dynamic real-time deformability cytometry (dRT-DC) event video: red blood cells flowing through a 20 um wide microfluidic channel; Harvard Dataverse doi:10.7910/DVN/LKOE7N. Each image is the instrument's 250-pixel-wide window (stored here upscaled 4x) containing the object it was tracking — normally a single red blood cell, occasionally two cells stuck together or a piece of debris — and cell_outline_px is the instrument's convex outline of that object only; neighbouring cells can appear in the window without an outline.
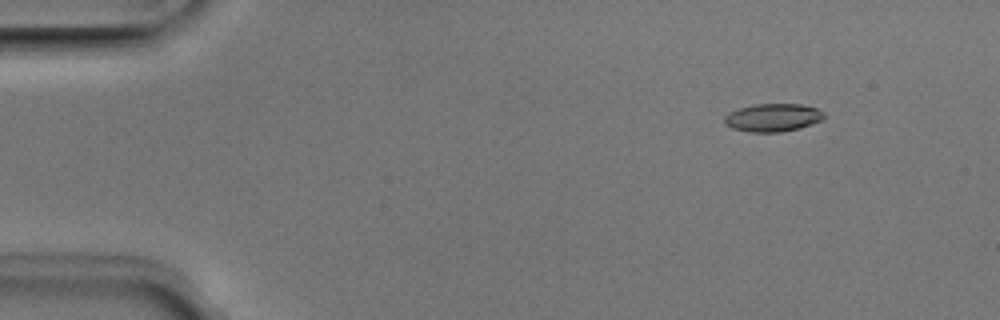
{"species": "Egyptian fruit bat (a non-hibernating species)", "species_latin": "Rousettus aegyptiacus", "temperature_condition": "room temperature", "stored_images_in_passage": 6, "camera_frame_rate_fps": 3000, "um_per_image_px": 0.085, "animal": {"sex": "male"}, "frame": {"image": 1, "passage_image": 2, "time_ms": 0.333, "image_size_px": [1000, 320], "cell_outline_px": [[824, 120], [800, 128], [780, 132], [748, 132], [732, 128], [724, 124], [724, 116], [740, 108], [756, 104], [800, 104], [816, 108], [824, 112]], "centroid_in_image_um": [65.71, 10.0], "position_along_channel_um": 19.3, "area_um2": 16.24}}
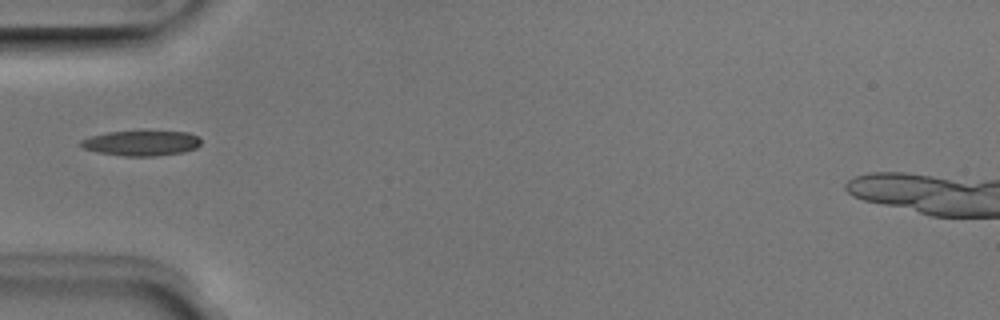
{"frame": {"image": 2, "passage_image": 5, "time_ms": 1.333, "image_size_px": [1000, 320], "cell_outline_px": [[200, 144], [196, 148], [184, 152], [156, 156], [124, 156], [96, 152], [84, 148], [80, 144], [80, 140], [92, 136], [108, 132], [188, 132], [196, 136], [200, 140]], "centroid_in_image_um": [12.01, 12.18], "position_along_channel_um": 73.0, "area_um2": 17.34}}